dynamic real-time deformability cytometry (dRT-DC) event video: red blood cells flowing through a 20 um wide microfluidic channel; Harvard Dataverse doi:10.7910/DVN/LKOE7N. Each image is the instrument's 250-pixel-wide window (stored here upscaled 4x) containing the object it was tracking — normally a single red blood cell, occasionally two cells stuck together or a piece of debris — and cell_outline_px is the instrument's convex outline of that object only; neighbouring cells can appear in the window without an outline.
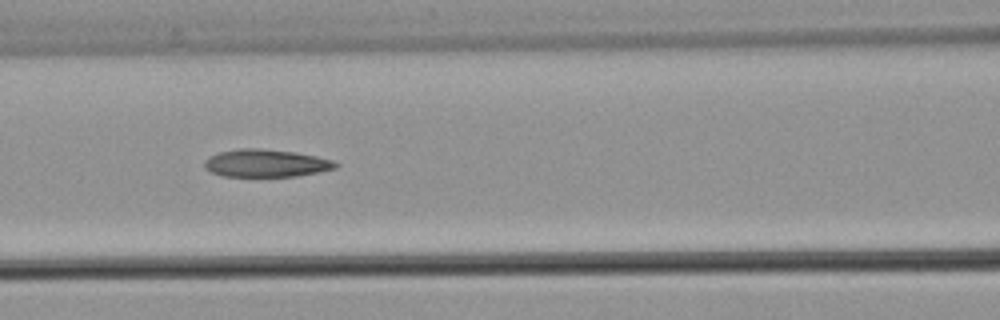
{"species": "common noctule bat (a hibernating species)", "species_latin": "Nyctalus noctula", "temperature_condition": "warm", "stored_images_in_passage": 10, "camera_frame_rate_fps": 3000, "um_per_image_px": 0.085, "animal": {"sex": "male", "body_mass_g": 21.5, "forearm_length_mm": 52.0}, "frame": {"image": 1, "passage_image": 9, "time_ms": 10.667, "image_size_px": [1000, 320], "cell_outline_px": [[340, 164], [336, 168], [320, 172], [296, 176], [224, 176], [212, 172], [204, 168], [204, 160], [208, 156], [220, 152], [240, 148], [260, 148], [296, 152], [316, 156], [332, 160]], "centroid_in_image_um": [22.61, 13.86], "position_along_channel_um": 144.0, "area_um2": 21.21}}